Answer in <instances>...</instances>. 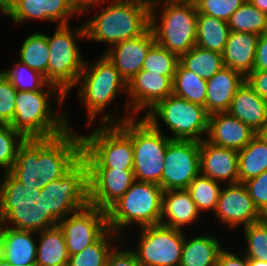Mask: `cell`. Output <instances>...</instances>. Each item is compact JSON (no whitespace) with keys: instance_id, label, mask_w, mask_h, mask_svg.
Listing matches in <instances>:
<instances>
[{"instance_id":"32","label":"cell","mask_w":267,"mask_h":266,"mask_svg":"<svg viewBox=\"0 0 267 266\" xmlns=\"http://www.w3.org/2000/svg\"><path fill=\"white\" fill-rule=\"evenodd\" d=\"M19 52L20 62L40 72L48 82V60L50 57L48 35L38 31L34 32L26 37Z\"/></svg>"},{"instance_id":"33","label":"cell","mask_w":267,"mask_h":266,"mask_svg":"<svg viewBox=\"0 0 267 266\" xmlns=\"http://www.w3.org/2000/svg\"><path fill=\"white\" fill-rule=\"evenodd\" d=\"M206 93L207 81L179 62L173 79V94L205 107Z\"/></svg>"},{"instance_id":"42","label":"cell","mask_w":267,"mask_h":266,"mask_svg":"<svg viewBox=\"0 0 267 266\" xmlns=\"http://www.w3.org/2000/svg\"><path fill=\"white\" fill-rule=\"evenodd\" d=\"M247 0H196L198 14H204L223 21L230 16Z\"/></svg>"},{"instance_id":"5","label":"cell","mask_w":267,"mask_h":266,"mask_svg":"<svg viewBox=\"0 0 267 266\" xmlns=\"http://www.w3.org/2000/svg\"><path fill=\"white\" fill-rule=\"evenodd\" d=\"M0 181V225L19 230L43 231L58 225L45 210L40 189L25 186L10 172ZM14 225V226H13Z\"/></svg>"},{"instance_id":"13","label":"cell","mask_w":267,"mask_h":266,"mask_svg":"<svg viewBox=\"0 0 267 266\" xmlns=\"http://www.w3.org/2000/svg\"><path fill=\"white\" fill-rule=\"evenodd\" d=\"M138 246L131 250L141 266H179L183 230L161 224L141 227Z\"/></svg>"},{"instance_id":"45","label":"cell","mask_w":267,"mask_h":266,"mask_svg":"<svg viewBox=\"0 0 267 266\" xmlns=\"http://www.w3.org/2000/svg\"><path fill=\"white\" fill-rule=\"evenodd\" d=\"M106 266H141L135 253L129 248L119 250L113 248L108 255Z\"/></svg>"},{"instance_id":"52","label":"cell","mask_w":267,"mask_h":266,"mask_svg":"<svg viewBox=\"0 0 267 266\" xmlns=\"http://www.w3.org/2000/svg\"><path fill=\"white\" fill-rule=\"evenodd\" d=\"M248 266H267V262L256 259H248Z\"/></svg>"},{"instance_id":"34","label":"cell","mask_w":267,"mask_h":266,"mask_svg":"<svg viewBox=\"0 0 267 266\" xmlns=\"http://www.w3.org/2000/svg\"><path fill=\"white\" fill-rule=\"evenodd\" d=\"M180 63L202 79L208 80L224 67L222 54L194 46L180 56Z\"/></svg>"},{"instance_id":"44","label":"cell","mask_w":267,"mask_h":266,"mask_svg":"<svg viewBox=\"0 0 267 266\" xmlns=\"http://www.w3.org/2000/svg\"><path fill=\"white\" fill-rule=\"evenodd\" d=\"M255 207L267 217V170L243 182Z\"/></svg>"},{"instance_id":"50","label":"cell","mask_w":267,"mask_h":266,"mask_svg":"<svg viewBox=\"0 0 267 266\" xmlns=\"http://www.w3.org/2000/svg\"><path fill=\"white\" fill-rule=\"evenodd\" d=\"M256 136L267 145V123L256 133Z\"/></svg>"},{"instance_id":"12","label":"cell","mask_w":267,"mask_h":266,"mask_svg":"<svg viewBox=\"0 0 267 266\" xmlns=\"http://www.w3.org/2000/svg\"><path fill=\"white\" fill-rule=\"evenodd\" d=\"M45 210L58 222L79 211L88 202V167L81 158L62 177L51 181L42 190Z\"/></svg>"},{"instance_id":"40","label":"cell","mask_w":267,"mask_h":266,"mask_svg":"<svg viewBox=\"0 0 267 266\" xmlns=\"http://www.w3.org/2000/svg\"><path fill=\"white\" fill-rule=\"evenodd\" d=\"M243 229L248 247L244 250L243 255L248 259L267 262V217H263Z\"/></svg>"},{"instance_id":"53","label":"cell","mask_w":267,"mask_h":266,"mask_svg":"<svg viewBox=\"0 0 267 266\" xmlns=\"http://www.w3.org/2000/svg\"><path fill=\"white\" fill-rule=\"evenodd\" d=\"M0 266H13V265L0 256Z\"/></svg>"},{"instance_id":"23","label":"cell","mask_w":267,"mask_h":266,"mask_svg":"<svg viewBox=\"0 0 267 266\" xmlns=\"http://www.w3.org/2000/svg\"><path fill=\"white\" fill-rule=\"evenodd\" d=\"M34 233L37 232L0 225V256L13 266H36Z\"/></svg>"},{"instance_id":"25","label":"cell","mask_w":267,"mask_h":266,"mask_svg":"<svg viewBox=\"0 0 267 266\" xmlns=\"http://www.w3.org/2000/svg\"><path fill=\"white\" fill-rule=\"evenodd\" d=\"M258 39L254 33L230 31L222 53L224 66L246 77L254 70Z\"/></svg>"},{"instance_id":"35","label":"cell","mask_w":267,"mask_h":266,"mask_svg":"<svg viewBox=\"0 0 267 266\" xmlns=\"http://www.w3.org/2000/svg\"><path fill=\"white\" fill-rule=\"evenodd\" d=\"M115 237L122 240V236L108 229L95 243L80 253L70 255L69 266H106L108 255L114 248L111 242Z\"/></svg>"},{"instance_id":"38","label":"cell","mask_w":267,"mask_h":266,"mask_svg":"<svg viewBox=\"0 0 267 266\" xmlns=\"http://www.w3.org/2000/svg\"><path fill=\"white\" fill-rule=\"evenodd\" d=\"M18 91H38L48 87L45 77L38 71L29 68L22 62L15 63L12 69L2 70Z\"/></svg>"},{"instance_id":"31","label":"cell","mask_w":267,"mask_h":266,"mask_svg":"<svg viewBox=\"0 0 267 266\" xmlns=\"http://www.w3.org/2000/svg\"><path fill=\"white\" fill-rule=\"evenodd\" d=\"M239 182L259 176L267 170V145L255 136L238 151Z\"/></svg>"},{"instance_id":"41","label":"cell","mask_w":267,"mask_h":266,"mask_svg":"<svg viewBox=\"0 0 267 266\" xmlns=\"http://www.w3.org/2000/svg\"><path fill=\"white\" fill-rule=\"evenodd\" d=\"M25 137L9 124H0V168L10 172Z\"/></svg>"},{"instance_id":"18","label":"cell","mask_w":267,"mask_h":266,"mask_svg":"<svg viewBox=\"0 0 267 266\" xmlns=\"http://www.w3.org/2000/svg\"><path fill=\"white\" fill-rule=\"evenodd\" d=\"M214 213L229 228L241 224L244 228L264 217L255 207L245 185L240 182L221 188Z\"/></svg>"},{"instance_id":"20","label":"cell","mask_w":267,"mask_h":266,"mask_svg":"<svg viewBox=\"0 0 267 266\" xmlns=\"http://www.w3.org/2000/svg\"><path fill=\"white\" fill-rule=\"evenodd\" d=\"M156 43L150 27L140 36L112 45L104 55L128 83L141 71L149 49Z\"/></svg>"},{"instance_id":"43","label":"cell","mask_w":267,"mask_h":266,"mask_svg":"<svg viewBox=\"0 0 267 266\" xmlns=\"http://www.w3.org/2000/svg\"><path fill=\"white\" fill-rule=\"evenodd\" d=\"M17 90L0 71V124H11L14 119Z\"/></svg>"},{"instance_id":"9","label":"cell","mask_w":267,"mask_h":266,"mask_svg":"<svg viewBox=\"0 0 267 266\" xmlns=\"http://www.w3.org/2000/svg\"><path fill=\"white\" fill-rule=\"evenodd\" d=\"M153 127H159V118L164 121L173 136L170 139L201 142L208 134L209 114L202 105L191 103L174 94L158 101L143 116Z\"/></svg>"},{"instance_id":"46","label":"cell","mask_w":267,"mask_h":266,"mask_svg":"<svg viewBox=\"0 0 267 266\" xmlns=\"http://www.w3.org/2000/svg\"><path fill=\"white\" fill-rule=\"evenodd\" d=\"M245 81L267 104V70H253Z\"/></svg>"},{"instance_id":"27","label":"cell","mask_w":267,"mask_h":266,"mask_svg":"<svg viewBox=\"0 0 267 266\" xmlns=\"http://www.w3.org/2000/svg\"><path fill=\"white\" fill-rule=\"evenodd\" d=\"M227 112L256 133L267 123V104L246 81L238 88Z\"/></svg>"},{"instance_id":"39","label":"cell","mask_w":267,"mask_h":266,"mask_svg":"<svg viewBox=\"0 0 267 266\" xmlns=\"http://www.w3.org/2000/svg\"><path fill=\"white\" fill-rule=\"evenodd\" d=\"M180 57L155 43L148 51L141 70L174 76Z\"/></svg>"},{"instance_id":"48","label":"cell","mask_w":267,"mask_h":266,"mask_svg":"<svg viewBox=\"0 0 267 266\" xmlns=\"http://www.w3.org/2000/svg\"><path fill=\"white\" fill-rule=\"evenodd\" d=\"M215 266H248V258L244 255L241 258L228 250L223 249Z\"/></svg>"},{"instance_id":"3","label":"cell","mask_w":267,"mask_h":266,"mask_svg":"<svg viewBox=\"0 0 267 266\" xmlns=\"http://www.w3.org/2000/svg\"><path fill=\"white\" fill-rule=\"evenodd\" d=\"M102 123L82 137V158L88 169H133L132 118L103 115Z\"/></svg>"},{"instance_id":"7","label":"cell","mask_w":267,"mask_h":266,"mask_svg":"<svg viewBox=\"0 0 267 266\" xmlns=\"http://www.w3.org/2000/svg\"><path fill=\"white\" fill-rule=\"evenodd\" d=\"M163 192L158 184L135 180L107 210L108 228L122 235L124 228L135 223L140 228L160 224Z\"/></svg>"},{"instance_id":"30","label":"cell","mask_w":267,"mask_h":266,"mask_svg":"<svg viewBox=\"0 0 267 266\" xmlns=\"http://www.w3.org/2000/svg\"><path fill=\"white\" fill-rule=\"evenodd\" d=\"M229 32L226 21L197 14L196 46L222 54Z\"/></svg>"},{"instance_id":"36","label":"cell","mask_w":267,"mask_h":266,"mask_svg":"<svg viewBox=\"0 0 267 266\" xmlns=\"http://www.w3.org/2000/svg\"><path fill=\"white\" fill-rule=\"evenodd\" d=\"M230 31L249 32L258 36L267 32V13L246 1L228 19Z\"/></svg>"},{"instance_id":"2","label":"cell","mask_w":267,"mask_h":266,"mask_svg":"<svg viewBox=\"0 0 267 266\" xmlns=\"http://www.w3.org/2000/svg\"><path fill=\"white\" fill-rule=\"evenodd\" d=\"M99 2L102 4L106 0L83 1L82 13L89 11ZM112 2L93 19L84 23L86 39L103 42L111 47L142 35L150 27L149 1L112 0Z\"/></svg>"},{"instance_id":"24","label":"cell","mask_w":267,"mask_h":266,"mask_svg":"<svg viewBox=\"0 0 267 266\" xmlns=\"http://www.w3.org/2000/svg\"><path fill=\"white\" fill-rule=\"evenodd\" d=\"M207 81L205 109L209 115L227 112L245 77L238 71L224 66Z\"/></svg>"},{"instance_id":"4","label":"cell","mask_w":267,"mask_h":266,"mask_svg":"<svg viewBox=\"0 0 267 266\" xmlns=\"http://www.w3.org/2000/svg\"><path fill=\"white\" fill-rule=\"evenodd\" d=\"M54 95L60 106L66 95L53 84L38 91L17 90L14 119L10 126L26 139L56 137L72 128L68 124L67 114L59 111L55 114L51 107Z\"/></svg>"},{"instance_id":"21","label":"cell","mask_w":267,"mask_h":266,"mask_svg":"<svg viewBox=\"0 0 267 266\" xmlns=\"http://www.w3.org/2000/svg\"><path fill=\"white\" fill-rule=\"evenodd\" d=\"M200 174L226 184L239 182L238 151L200 142Z\"/></svg>"},{"instance_id":"17","label":"cell","mask_w":267,"mask_h":266,"mask_svg":"<svg viewBox=\"0 0 267 266\" xmlns=\"http://www.w3.org/2000/svg\"><path fill=\"white\" fill-rule=\"evenodd\" d=\"M74 13L82 14L81 0H11L5 15L17 25L27 19L57 21L58 25H65Z\"/></svg>"},{"instance_id":"14","label":"cell","mask_w":267,"mask_h":266,"mask_svg":"<svg viewBox=\"0 0 267 266\" xmlns=\"http://www.w3.org/2000/svg\"><path fill=\"white\" fill-rule=\"evenodd\" d=\"M200 174V142L171 139L159 183L163 191L186 189Z\"/></svg>"},{"instance_id":"15","label":"cell","mask_w":267,"mask_h":266,"mask_svg":"<svg viewBox=\"0 0 267 266\" xmlns=\"http://www.w3.org/2000/svg\"><path fill=\"white\" fill-rule=\"evenodd\" d=\"M69 256L95 243L109 228L107 211L88 204L58 222Z\"/></svg>"},{"instance_id":"22","label":"cell","mask_w":267,"mask_h":266,"mask_svg":"<svg viewBox=\"0 0 267 266\" xmlns=\"http://www.w3.org/2000/svg\"><path fill=\"white\" fill-rule=\"evenodd\" d=\"M255 136L256 132L228 112L209 115L205 139L213 145L240 151Z\"/></svg>"},{"instance_id":"37","label":"cell","mask_w":267,"mask_h":266,"mask_svg":"<svg viewBox=\"0 0 267 266\" xmlns=\"http://www.w3.org/2000/svg\"><path fill=\"white\" fill-rule=\"evenodd\" d=\"M186 189L199 212L203 210L215 212L221 191L220 182L199 174Z\"/></svg>"},{"instance_id":"28","label":"cell","mask_w":267,"mask_h":266,"mask_svg":"<svg viewBox=\"0 0 267 266\" xmlns=\"http://www.w3.org/2000/svg\"><path fill=\"white\" fill-rule=\"evenodd\" d=\"M222 244L214 236L199 235L187 240L182 248L179 266H215Z\"/></svg>"},{"instance_id":"10","label":"cell","mask_w":267,"mask_h":266,"mask_svg":"<svg viewBox=\"0 0 267 266\" xmlns=\"http://www.w3.org/2000/svg\"><path fill=\"white\" fill-rule=\"evenodd\" d=\"M78 84L81 86L78 97L87 110L89 120L86 125H91V122L107 105H110L120 91L127 92L126 81L105 55L91 66L87 61L84 62L76 86Z\"/></svg>"},{"instance_id":"16","label":"cell","mask_w":267,"mask_h":266,"mask_svg":"<svg viewBox=\"0 0 267 266\" xmlns=\"http://www.w3.org/2000/svg\"><path fill=\"white\" fill-rule=\"evenodd\" d=\"M134 181L133 169H88V202L107 211Z\"/></svg>"},{"instance_id":"19","label":"cell","mask_w":267,"mask_h":266,"mask_svg":"<svg viewBox=\"0 0 267 266\" xmlns=\"http://www.w3.org/2000/svg\"><path fill=\"white\" fill-rule=\"evenodd\" d=\"M174 76H164L141 70L127 83V94L130 102L125 106L126 111L133 109V115L142 110L148 111L158 101L173 94Z\"/></svg>"},{"instance_id":"1","label":"cell","mask_w":267,"mask_h":266,"mask_svg":"<svg viewBox=\"0 0 267 266\" xmlns=\"http://www.w3.org/2000/svg\"><path fill=\"white\" fill-rule=\"evenodd\" d=\"M81 158L82 137L69 128L56 137L25 139L10 173L23 185L42 190Z\"/></svg>"},{"instance_id":"51","label":"cell","mask_w":267,"mask_h":266,"mask_svg":"<svg viewBox=\"0 0 267 266\" xmlns=\"http://www.w3.org/2000/svg\"><path fill=\"white\" fill-rule=\"evenodd\" d=\"M11 5V0H0V10L2 11L3 15H5Z\"/></svg>"},{"instance_id":"47","label":"cell","mask_w":267,"mask_h":266,"mask_svg":"<svg viewBox=\"0 0 267 266\" xmlns=\"http://www.w3.org/2000/svg\"><path fill=\"white\" fill-rule=\"evenodd\" d=\"M254 70H267V32L259 36L255 53Z\"/></svg>"},{"instance_id":"26","label":"cell","mask_w":267,"mask_h":266,"mask_svg":"<svg viewBox=\"0 0 267 266\" xmlns=\"http://www.w3.org/2000/svg\"><path fill=\"white\" fill-rule=\"evenodd\" d=\"M200 214L187 189L163 192L161 225L183 230L184 225L195 222Z\"/></svg>"},{"instance_id":"8","label":"cell","mask_w":267,"mask_h":266,"mask_svg":"<svg viewBox=\"0 0 267 266\" xmlns=\"http://www.w3.org/2000/svg\"><path fill=\"white\" fill-rule=\"evenodd\" d=\"M75 38H86L84 24L74 29L69 24L57 25L54 35L48 36V83L66 96L76 86L85 62Z\"/></svg>"},{"instance_id":"29","label":"cell","mask_w":267,"mask_h":266,"mask_svg":"<svg viewBox=\"0 0 267 266\" xmlns=\"http://www.w3.org/2000/svg\"><path fill=\"white\" fill-rule=\"evenodd\" d=\"M37 234L41 238L37 243L36 266H61L68 263L65 236L58 225Z\"/></svg>"},{"instance_id":"11","label":"cell","mask_w":267,"mask_h":266,"mask_svg":"<svg viewBox=\"0 0 267 266\" xmlns=\"http://www.w3.org/2000/svg\"><path fill=\"white\" fill-rule=\"evenodd\" d=\"M170 140L168 135L162 133L160 127H153L145 118L142 117L138 121L132 118L135 180L159 185Z\"/></svg>"},{"instance_id":"6","label":"cell","mask_w":267,"mask_h":266,"mask_svg":"<svg viewBox=\"0 0 267 266\" xmlns=\"http://www.w3.org/2000/svg\"><path fill=\"white\" fill-rule=\"evenodd\" d=\"M161 5L160 19L156 8ZM197 7L194 1L155 0L150 2V29L161 47L178 55L196 46ZM160 20V22H158Z\"/></svg>"},{"instance_id":"49","label":"cell","mask_w":267,"mask_h":266,"mask_svg":"<svg viewBox=\"0 0 267 266\" xmlns=\"http://www.w3.org/2000/svg\"><path fill=\"white\" fill-rule=\"evenodd\" d=\"M260 11L267 13V0H247Z\"/></svg>"}]
</instances>
